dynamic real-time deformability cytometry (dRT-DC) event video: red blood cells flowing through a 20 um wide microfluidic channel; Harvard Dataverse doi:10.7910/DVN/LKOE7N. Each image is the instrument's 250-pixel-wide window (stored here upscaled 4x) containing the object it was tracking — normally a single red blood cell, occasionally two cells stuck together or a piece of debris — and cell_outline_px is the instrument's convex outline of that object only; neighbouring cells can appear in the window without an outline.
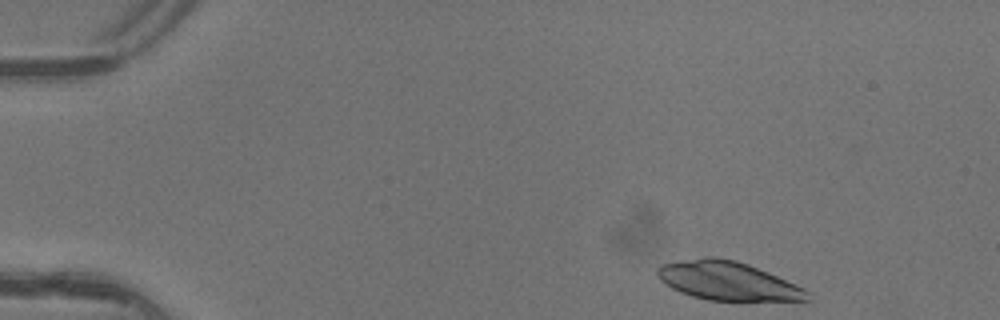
{"species": "common noctule bat (a hibernating species)", "species_latin": "Nyctalus noctula", "temperature_condition": "warm", "stored_images_in_passage": 5, "camera_frame_rate_fps": 3000, "um_per_image_px": 0.085, "animal": {"sex": "female"}, "frame": {"image": 1, "passage_image": 1, "time_ms": 0.0, "image_size_px": [1000, 320], "cell_outline_px": [[812, 300], [708, 300], [692, 296], [680, 292], [672, 288], [660, 280], [656, 272], [656, 268], [660, 264], [704, 256], [716, 256], [736, 260], [748, 264], [796, 284], [804, 288], [808, 292]], "centroid_in_image_um": [61.81, 23.86], "position_along_channel_um": 23.2, "area_um2": 33.7}}